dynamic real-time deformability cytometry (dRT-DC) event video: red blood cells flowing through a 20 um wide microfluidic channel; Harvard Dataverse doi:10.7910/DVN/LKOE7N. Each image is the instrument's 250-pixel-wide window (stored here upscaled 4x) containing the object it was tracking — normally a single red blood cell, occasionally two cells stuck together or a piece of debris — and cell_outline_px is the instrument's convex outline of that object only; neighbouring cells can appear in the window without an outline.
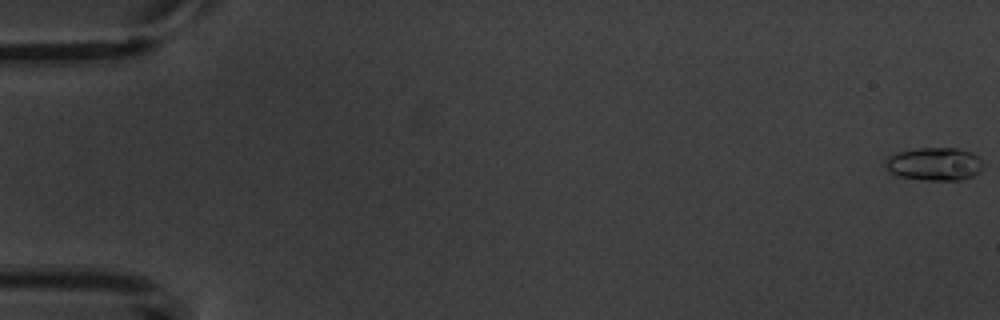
{"species": "common noctule bat (a hibernating species)", "species_latin": "Nyctalus noctula", "temperature_condition": "warm", "stored_images_in_passage": 3, "camera_frame_rate_fps": 3000, "um_per_image_px": 0.085, "animal": {"sex": "male", "body_mass_g": 20.1, "forearm_length_mm": 53.5}, "frame": {"image": 1, "passage_image": 1, "time_ms": 0.0, "image_size_px": [1000, 320], "cell_outline_px": [[980, 172], [972, 176], [960, 180], [924, 180], [900, 176], [892, 172], [884, 164], [884, 160], [888, 156], [896, 152], [916, 148], [956, 148], [972, 152], [980, 160]], "centroid_in_image_um": [79.39, 13.93], "position_along_channel_um": 5.6, "area_um2": 18.67}}